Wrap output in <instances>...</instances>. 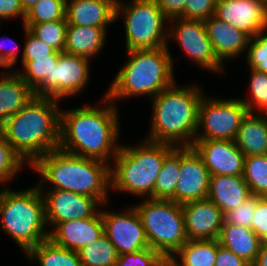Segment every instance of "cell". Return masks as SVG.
Wrapping results in <instances>:
<instances>
[{
	"label": "cell",
	"instance_id": "cell-1",
	"mask_svg": "<svg viewBox=\"0 0 267 266\" xmlns=\"http://www.w3.org/2000/svg\"><path fill=\"white\" fill-rule=\"evenodd\" d=\"M100 108L85 105L60 112L59 148L89 159L108 163L115 158L121 145L119 138V113L115 102L106 95L100 101Z\"/></svg>",
	"mask_w": 267,
	"mask_h": 266
},
{
	"label": "cell",
	"instance_id": "cell-2",
	"mask_svg": "<svg viewBox=\"0 0 267 266\" xmlns=\"http://www.w3.org/2000/svg\"><path fill=\"white\" fill-rule=\"evenodd\" d=\"M60 102L34 97L0 127V133L29 167L41 156L59 148Z\"/></svg>",
	"mask_w": 267,
	"mask_h": 266
},
{
	"label": "cell",
	"instance_id": "cell-3",
	"mask_svg": "<svg viewBox=\"0 0 267 266\" xmlns=\"http://www.w3.org/2000/svg\"><path fill=\"white\" fill-rule=\"evenodd\" d=\"M110 165L57 148L39 157L30 168L41 177L38 186L48 182L51 183L50 190L75 192L95 198L101 205L108 206V190L111 188Z\"/></svg>",
	"mask_w": 267,
	"mask_h": 266
},
{
	"label": "cell",
	"instance_id": "cell-4",
	"mask_svg": "<svg viewBox=\"0 0 267 266\" xmlns=\"http://www.w3.org/2000/svg\"><path fill=\"white\" fill-rule=\"evenodd\" d=\"M204 94L196 84L177 86L174 83L161 91L151 99L154 112L146 139L176 147L192 146L198 126L199 104Z\"/></svg>",
	"mask_w": 267,
	"mask_h": 266
},
{
	"label": "cell",
	"instance_id": "cell-5",
	"mask_svg": "<svg viewBox=\"0 0 267 266\" xmlns=\"http://www.w3.org/2000/svg\"><path fill=\"white\" fill-rule=\"evenodd\" d=\"M128 61L114 77L106 95L117 99L146 95L152 99L176 83L168 47L127 51Z\"/></svg>",
	"mask_w": 267,
	"mask_h": 266
},
{
	"label": "cell",
	"instance_id": "cell-6",
	"mask_svg": "<svg viewBox=\"0 0 267 266\" xmlns=\"http://www.w3.org/2000/svg\"><path fill=\"white\" fill-rule=\"evenodd\" d=\"M144 141V142H143ZM137 146L121 145L110 168L111 190L152 199L165 157L176 147L144 139Z\"/></svg>",
	"mask_w": 267,
	"mask_h": 266
},
{
	"label": "cell",
	"instance_id": "cell-7",
	"mask_svg": "<svg viewBox=\"0 0 267 266\" xmlns=\"http://www.w3.org/2000/svg\"><path fill=\"white\" fill-rule=\"evenodd\" d=\"M2 230L27 253L49 238L46 231L45 202L39 186L24 190L4 188L0 195Z\"/></svg>",
	"mask_w": 267,
	"mask_h": 266
},
{
	"label": "cell",
	"instance_id": "cell-8",
	"mask_svg": "<svg viewBox=\"0 0 267 266\" xmlns=\"http://www.w3.org/2000/svg\"><path fill=\"white\" fill-rule=\"evenodd\" d=\"M134 205L149 247L169 260L187 241L182 205L172 200L151 199Z\"/></svg>",
	"mask_w": 267,
	"mask_h": 266
},
{
	"label": "cell",
	"instance_id": "cell-9",
	"mask_svg": "<svg viewBox=\"0 0 267 266\" xmlns=\"http://www.w3.org/2000/svg\"><path fill=\"white\" fill-rule=\"evenodd\" d=\"M124 4V5H123ZM124 19L125 46L127 51L169 47V20L165 17L157 0H131L125 4L116 1V22Z\"/></svg>",
	"mask_w": 267,
	"mask_h": 266
},
{
	"label": "cell",
	"instance_id": "cell-10",
	"mask_svg": "<svg viewBox=\"0 0 267 266\" xmlns=\"http://www.w3.org/2000/svg\"><path fill=\"white\" fill-rule=\"evenodd\" d=\"M248 112V108L239 98L211 99L203 95L198 109L195 140L234 141Z\"/></svg>",
	"mask_w": 267,
	"mask_h": 266
},
{
	"label": "cell",
	"instance_id": "cell-11",
	"mask_svg": "<svg viewBox=\"0 0 267 266\" xmlns=\"http://www.w3.org/2000/svg\"><path fill=\"white\" fill-rule=\"evenodd\" d=\"M168 31V39H174L191 61L204 70L224 72V63L215 55L204 21L174 18Z\"/></svg>",
	"mask_w": 267,
	"mask_h": 266
},
{
	"label": "cell",
	"instance_id": "cell-12",
	"mask_svg": "<svg viewBox=\"0 0 267 266\" xmlns=\"http://www.w3.org/2000/svg\"><path fill=\"white\" fill-rule=\"evenodd\" d=\"M104 234L119 255L138 252L149 247L142 220L134 206L123 212L101 209Z\"/></svg>",
	"mask_w": 267,
	"mask_h": 266
},
{
	"label": "cell",
	"instance_id": "cell-13",
	"mask_svg": "<svg viewBox=\"0 0 267 266\" xmlns=\"http://www.w3.org/2000/svg\"><path fill=\"white\" fill-rule=\"evenodd\" d=\"M210 172L192 146H180V172L175 189V202L185 203L207 199Z\"/></svg>",
	"mask_w": 267,
	"mask_h": 266
},
{
	"label": "cell",
	"instance_id": "cell-14",
	"mask_svg": "<svg viewBox=\"0 0 267 266\" xmlns=\"http://www.w3.org/2000/svg\"><path fill=\"white\" fill-rule=\"evenodd\" d=\"M39 188L45 202L46 224H51V227L70 220L93 217L99 211L97 206H102L95 198L75 192L60 189L45 192L46 187Z\"/></svg>",
	"mask_w": 267,
	"mask_h": 266
},
{
	"label": "cell",
	"instance_id": "cell-15",
	"mask_svg": "<svg viewBox=\"0 0 267 266\" xmlns=\"http://www.w3.org/2000/svg\"><path fill=\"white\" fill-rule=\"evenodd\" d=\"M214 16L253 38L267 30V0H217Z\"/></svg>",
	"mask_w": 267,
	"mask_h": 266
},
{
	"label": "cell",
	"instance_id": "cell-16",
	"mask_svg": "<svg viewBox=\"0 0 267 266\" xmlns=\"http://www.w3.org/2000/svg\"><path fill=\"white\" fill-rule=\"evenodd\" d=\"M87 58L61 52L51 70V98L61 100L81 93L90 78Z\"/></svg>",
	"mask_w": 267,
	"mask_h": 266
},
{
	"label": "cell",
	"instance_id": "cell-17",
	"mask_svg": "<svg viewBox=\"0 0 267 266\" xmlns=\"http://www.w3.org/2000/svg\"><path fill=\"white\" fill-rule=\"evenodd\" d=\"M192 147L201 156L211 176L243 175L245 155L234 141L195 140Z\"/></svg>",
	"mask_w": 267,
	"mask_h": 266
},
{
	"label": "cell",
	"instance_id": "cell-18",
	"mask_svg": "<svg viewBox=\"0 0 267 266\" xmlns=\"http://www.w3.org/2000/svg\"><path fill=\"white\" fill-rule=\"evenodd\" d=\"M188 240L218 239L223 212L208 198L182 205Z\"/></svg>",
	"mask_w": 267,
	"mask_h": 266
},
{
	"label": "cell",
	"instance_id": "cell-19",
	"mask_svg": "<svg viewBox=\"0 0 267 266\" xmlns=\"http://www.w3.org/2000/svg\"><path fill=\"white\" fill-rule=\"evenodd\" d=\"M103 234L104 225L99 210L93 217L57 224L49 231V239L60 247L79 252Z\"/></svg>",
	"mask_w": 267,
	"mask_h": 266
},
{
	"label": "cell",
	"instance_id": "cell-20",
	"mask_svg": "<svg viewBox=\"0 0 267 266\" xmlns=\"http://www.w3.org/2000/svg\"><path fill=\"white\" fill-rule=\"evenodd\" d=\"M204 23L213 51L221 63L247 52L250 37L246 33L219 20L214 15Z\"/></svg>",
	"mask_w": 267,
	"mask_h": 266
},
{
	"label": "cell",
	"instance_id": "cell-21",
	"mask_svg": "<svg viewBox=\"0 0 267 266\" xmlns=\"http://www.w3.org/2000/svg\"><path fill=\"white\" fill-rule=\"evenodd\" d=\"M117 0H67L68 25L107 28L116 21Z\"/></svg>",
	"mask_w": 267,
	"mask_h": 266
},
{
	"label": "cell",
	"instance_id": "cell-22",
	"mask_svg": "<svg viewBox=\"0 0 267 266\" xmlns=\"http://www.w3.org/2000/svg\"><path fill=\"white\" fill-rule=\"evenodd\" d=\"M251 195L249 186L246 184L243 176H210L207 198L212 201L223 214L240 206Z\"/></svg>",
	"mask_w": 267,
	"mask_h": 266
},
{
	"label": "cell",
	"instance_id": "cell-23",
	"mask_svg": "<svg viewBox=\"0 0 267 266\" xmlns=\"http://www.w3.org/2000/svg\"><path fill=\"white\" fill-rule=\"evenodd\" d=\"M0 127L11 116L16 115L34 98L33 90L14 69L4 74L0 71Z\"/></svg>",
	"mask_w": 267,
	"mask_h": 266
},
{
	"label": "cell",
	"instance_id": "cell-24",
	"mask_svg": "<svg viewBox=\"0 0 267 266\" xmlns=\"http://www.w3.org/2000/svg\"><path fill=\"white\" fill-rule=\"evenodd\" d=\"M234 142L245 157L267 155V114L248 112Z\"/></svg>",
	"mask_w": 267,
	"mask_h": 266
},
{
	"label": "cell",
	"instance_id": "cell-25",
	"mask_svg": "<svg viewBox=\"0 0 267 266\" xmlns=\"http://www.w3.org/2000/svg\"><path fill=\"white\" fill-rule=\"evenodd\" d=\"M106 34V28L68 25L64 52L91 60L104 48Z\"/></svg>",
	"mask_w": 267,
	"mask_h": 266
},
{
	"label": "cell",
	"instance_id": "cell-26",
	"mask_svg": "<svg viewBox=\"0 0 267 266\" xmlns=\"http://www.w3.org/2000/svg\"><path fill=\"white\" fill-rule=\"evenodd\" d=\"M218 241L250 266L254 263L262 243L252 229L233 224H223Z\"/></svg>",
	"mask_w": 267,
	"mask_h": 266
},
{
	"label": "cell",
	"instance_id": "cell-27",
	"mask_svg": "<svg viewBox=\"0 0 267 266\" xmlns=\"http://www.w3.org/2000/svg\"><path fill=\"white\" fill-rule=\"evenodd\" d=\"M61 52L55 51L46 57H34L21 62L23 70L16 71L33 90L34 97L51 98V70L55 67Z\"/></svg>",
	"mask_w": 267,
	"mask_h": 266
},
{
	"label": "cell",
	"instance_id": "cell-28",
	"mask_svg": "<svg viewBox=\"0 0 267 266\" xmlns=\"http://www.w3.org/2000/svg\"><path fill=\"white\" fill-rule=\"evenodd\" d=\"M217 250L218 239L188 240L168 260V266H215Z\"/></svg>",
	"mask_w": 267,
	"mask_h": 266
},
{
	"label": "cell",
	"instance_id": "cell-29",
	"mask_svg": "<svg viewBox=\"0 0 267 266\" xmlns=\"http://www.w3.org/2000/svg\"><path fill=\"white\" fill-rule=\"evenodd\" d=\"M30 261L40 266H82L79 253L54 244L49 238L26 253Z\"/></svg>",
	"mask_w": 267,
	"mask_h": 266
},
{
	"label": "cell",
	"instance_id": "cell-30",
	"mask_svg": "<svg viewBox=\"0 0 267 266\" xmlns=\"http://www.w3.org/2000/svg\"><path fill=\"white\" fill-rule=\"evenodd\" d=\"M180 172V147H175L164 159L158 174L152 199L172 200L175 202V189Z\"/></svg>",
	"mask_w": 267,
	"mask_h": 266
},
{
	"label": "cell",
	"instance_id": "cell-31",
	"mask_svg": "<svg viewBox=\"0 0 267 266\" xmlns=\"http://www.w3.org/2000/svg\"><path fill=\"white\" fill-rule=\"evenodd\" d=\"M78 253L82 266H115L119 257L115 246L105 234Z\"/></svg>",
	"mask_w": 267,
	"mask_h": 266
},
{
	"label": "cell",
	"instance_id": "cell-32",
	"mask_svg": "<svg viewBox=\"0 0 267 266\" xmlns=\"http://www.w3.org/2000/svg\"><path fill=\"white\" fill-rule=\"evenodd\" d=\"M242 176L251 194L267 197V155L245 157Z\"/></svg>",
	"mask_w": 267,
	"mask_h": 266
},
{
	"label": "cell",
	"instance_id": "cell-33",
	"mask_svg": "<svg viewBox=\"0 0 267 266\" xmlns=\"http://www.w3.org/2000/svg\"><path fill=\"white\" fill-rule=\"evenodd\" d=\"M23 25L37 38L50 45L58 52H64L66 43V19H59L43 23H23Z\"/></svg>",
	"mask_w": 267,
	"mask_h": 266
},
{
	"label": "cell",
	"instance_id": "cell-34",
	"mask_svg": "<svg viewBox=\"0 0 267 266\" xmlns=\"http://www.w3.org/2000/svg\"><path fill=\"white\" fill-rule=\"evenodd\" d=\"M67 0H39L26 12L24 23H43L66 19Z\"/></svg>",
	"mask_w": 267,
	"mask_h": 266
},
{
	"label": "cell",
	"instance_id": "cell-35",
	"mask_svg": "<svg viewBox=\"0 0 267 266\" xmlns=\"http://www.w3.org/2000/svg\"><path fill=\"white\" fill-rule=\"evenodd\" d=\"M250 71L249 89L251 91V100L241 99V101L249 112L254 113V110L258 109L259 114H267V73L252 68H250Z\"/></svg>",
	"mask_w": 267,
	"mask_h": 266
},
{
	"label": "cell",
	"instance_id": "cell-36",
	"mask_svg": "<svg viewBox=\"0 0 267 266\" xmlns=\"http://www.w3.org/2000/svg\"><path fill=\"white\" fill-rule=\"evenodd\" d=\"M26 163L0 133V179L5 183L12 181Z\"/></svg>",
	"mask_w": 267,
	"mask_h": 266
},
{
	"label": "cell",
	"instance_id": "cell-37",
	"mask_svg": "<svg viewBox=\"0 0 267 266\" xmlns=\"http://www.w3.org/2000/svg\"><path fill=\"white\" fill-rule=\"evenodd\" d=\"M115 266H168V260L150 247L119 255Z\"/></svg>",
	"mask_w": 267,
	"mask_h": 266
},
{
	"label": "cell",
	"instance_id": "cell-38",
	"mask_svg": "<svg viewBox=\"0 0 267 266\" xmlns=\"http://www.w3.org/2000/svg\"><path fill=\"white\" fill-rule=\"evenodd\" d=\"M265 32L250 38L246 60L250 68L267 73V34Z\"/></svg>",
	"mask_w": 267,
	"mask_h": 266
},
{
	"label": "cell",
	"instance_id": "cell-39",
	"mask_svg": "<svg viewBox=\"0 0 267 266\" xmlns=\"http://www.w3.org/2000/svg\"><path fill=\"white\" fill-rule=\"evenodd\" d=\"M261 196L251 195L245 202L224 214V224H233L251 229L252 218L256 210L257 200Z\"/></svg>",
	"mask_w": 267,
	"mask_h": 266
},
{
	"label": "cell",
	"instance_id": "cell-40",
	"mask_svg": "<svg viewBox=\"0 0 267 266\" xmlns=\"http://www.w3.org/2000/svg\"><path fill=\"white\" fill-rule=\"evenodd\" d=\"M24 30L26 38L23 45L21 62H29L34 60V57H46V55H51L56 51L50 45L34 36L25 26Z\"/></svg>",
	"mask_w": 267,
	"mask_h": 266
},
{
	"label": "cell",
	"instance_id": "cell-41",
	"mask_svg": "<svg viewBox=\"0 0 267 266\" xmlns=\"http://www.w3.org/2000/svg\"><path fill=\"white\" fill-rule=\"evenodd\" d=\"M217 0H186L181 18L205 21L215 13Z\"/></svg>",
	"mask_w": 267,
	"mask_h": 266
},
{
	"label": "cell",
	"instance_id": "cell-42",
	"mask_svg": "<svg viewBox=\"0 0 267 266\" xmlns=\"http://www.w3.org/2000/svg\"><path fill=\"white\" fill-rule=\"evenodd\" d=\"M251 229L261 239L267 241V197L257 200L256 210L252 218Z\"/></svg>",
	"mask_w": 267,
	"mask_h": 266
},
{
	"label": "cell",
	"instance_id": "cell-43",
	"mask_svg": "<svg viewBox=\"0 0 267 266\" xmlns=\"http://www.w3.org/2000/svg\"><path fill=\"white\" fill-rule=\"evenodd\" d=\"M20 16L24 23L26 12L23 10L20 0H0V23L5 19L11 20Z\"/></svg>",
	"mask_w": 267,
	"mask_h": 266
},
{
	"label": "cell",
	"instance_id": "cell-44",
	"mask_svg": "<svg viewBox=\"0 0 267 266\" xmlns=\"http://www.w3.org/2000/svg\"><path fill=\"white\" fill-rule=\"evenodd\" d=\"M215 266H250L242 258L235 255L229 249L223 247L218 241L217 256L215 259Z\"/></svg>",
	"mask_w": 267,
	"mask_h": 266
},
{
	"label": "cell",
	"instance_id": "cell-45",
	"mask_svg": "<svg viewBox=\"0 0 267 266\" xmlns=\"http://www.w3.org/2000/svg\"><path fill=\"white\" fill-rule=\"evenodd\" d=\"M185 2L186 0H157L159 7L168 20L182 16Z\"/></svg>",
	"mask_w": 267,
	"mask_h": 266
},
{
	"label": "cell",
	"instance_id": "cell-46",
	"mask_svg": "<svg viewBox=\"0 0 267 266\" xmlns=\"http://www.w3.org/2000/svg\"><path fill=\"white\" fill-rule=\"evenodd\" d=\"M9 40L12 42L13 39L9 38ZM15 42L16 41L14 40V42H12L13 46H9V48H6L8 46L6 45V47H4V40L3 42L0 41V66L2 68L12 69L15 63L17 62V57L19 54L18 52L20 50L18 48V45H14Z\"/></svg>",
	"mask_w": 267,
	"mask_h": 266
},
{
	"label": "cell",
	"instance_id": "cell-47",
	"mask_svg": "<svg viewBox=\"0 0 267 266\" xmlns=\"http://www.w3.org/2000/svg\"><path fill=\"white\" fill-rule=\"evenodd\" d=\"M251 266H267V241L261 243L260 251Z\"/></svg>",
	"mask_w": 267,
	"mask_h": 266
},
{
	"label": "cell",
	"instance_id": "cell-48",
	"mask_svg": "<svg viewBox=\"0 0 267 266\" xmlns=\"http://www.w3.org/2000/svg\"><path fill=\"white\" fill-rule=\"evenodd\" d=\"M39 0H20V4L23 10L27 12L30 10Z\"/></svg>",
	"mask_w": 267,
	"mask_h": 266
},
{
	"label": "cell",
	"instance_id": "cell-49",
	"mask_svg": "<svg viewBox=\"0 0 267 266\" xmlns=\"http://www.w3.org/2000/svg\"><path fill=\"white\" fill-rule=\"evenodd\" d=\"M0 183H3L4 184V182L0 179ZM4 191V188L2 189V190H0V195H1V193Z\"/></svg>",
	"mask_w": 267,
	"mask_h": 266
}]
</instances>
